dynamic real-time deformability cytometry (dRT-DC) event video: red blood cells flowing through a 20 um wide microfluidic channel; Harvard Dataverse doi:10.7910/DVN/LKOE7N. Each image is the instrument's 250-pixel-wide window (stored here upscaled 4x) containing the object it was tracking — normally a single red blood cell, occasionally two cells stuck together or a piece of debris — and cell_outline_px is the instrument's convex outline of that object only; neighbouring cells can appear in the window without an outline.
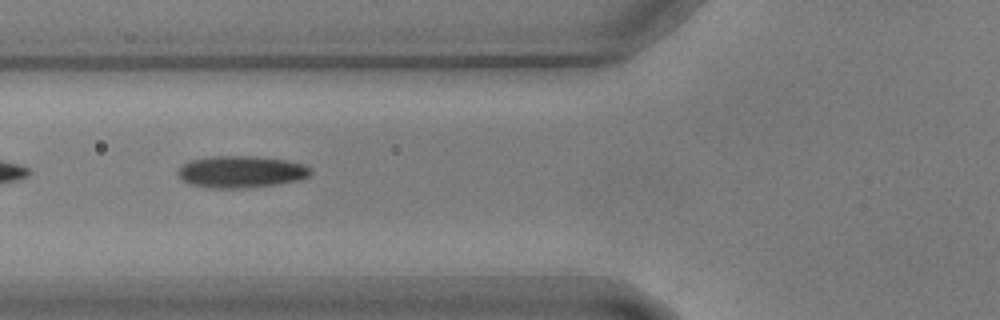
{"species": "common noctule bat (a hibernating species)", "species_latin": "Nyctalus noctula", "temperature_condition": "warm", "stored_images_in_passage": 11, "camera_frame_rate_fps": 3000, "um_per_image_px": 0.085, "animal": {"sex": "male", "body_mass_g": 17.9, "forearm_length_mm": 54.2}, "frame": {"image": 1, "passage_image": 4, "time_ms": 1.0, "image_size_px": [1000, 320], "cell_outline_px": [[312, 172], [308, 176], [300, 180], [280, 184], [244, 188], [208, 188], [192, 184], [184, 180], [176, 172], [184, 164], [192, 160], [212, 156], [256, 156], [284, 160], [304, 164], [312, 168]], "centroid_in_image_um": [20.55, 14.6], "position_along_channel_um": 105.3, "area_um2": 24.62}}
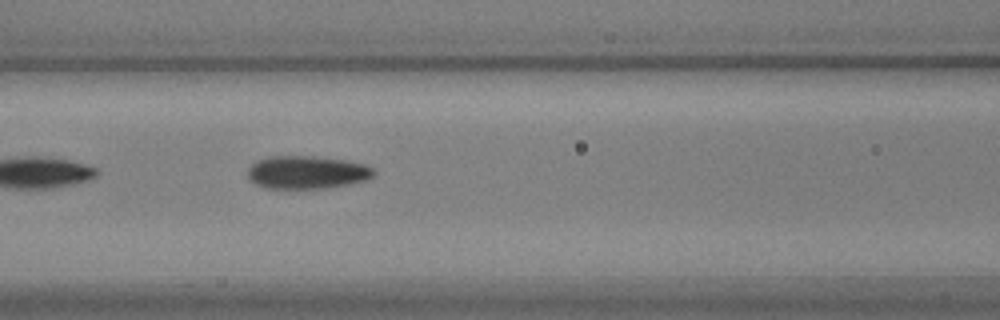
{"frame": {"image": 2, "passage_image": 7, "time_ms": 2.0, "image_size_px": [1000, 320], "cell_outline_px": [[376, 172], [368, 180], [348, 184], [324, 188], [264, 188], [248, 180], [248, 168], [256, 160], [268, 156], [312, 156], [344, 160], [364, 164], [372, 168]], "centroid_in_image_um": [26.05, 14.64], "position_along_channel_um": 140.5, "area_um2": 24.28}}